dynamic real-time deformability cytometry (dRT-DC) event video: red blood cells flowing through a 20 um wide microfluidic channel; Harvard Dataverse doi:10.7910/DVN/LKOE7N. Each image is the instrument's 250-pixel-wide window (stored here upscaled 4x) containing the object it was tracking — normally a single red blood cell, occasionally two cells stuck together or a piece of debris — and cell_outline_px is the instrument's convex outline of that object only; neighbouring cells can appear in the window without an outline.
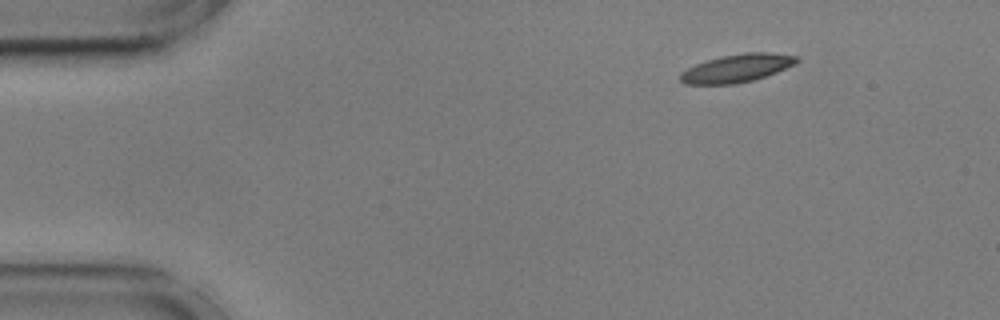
{"species": "common noctule bat (a hibernating species)", "species_latin": "Nyctalus noctula", "temperature_condition": "cold", "stored_images_in_passage": 50, "camera_frame_rate_fps": 3000, "um_per_image_px": 0.085, "animal": {"sex": "male", "body_mass_g": 17.9, "forearm_length_mm": 54.2}, "frame": {"image": 1, "passage_image": 1, "time_ms": 0.0, "image_size_px": [1000, 320], "cell_outline_px": [[800, 60], [796, 64], [776, 72], [752, 80], [736, 84], [684, 84], [680, 80], [680, 72], [696, 64], [720, 56], [744, 52], [768, 52], [796, 56]], "centroid_in_image_um": [62.63, 5.79], "position_along_channel_um": 22.4, "area_um2": 18.96}}
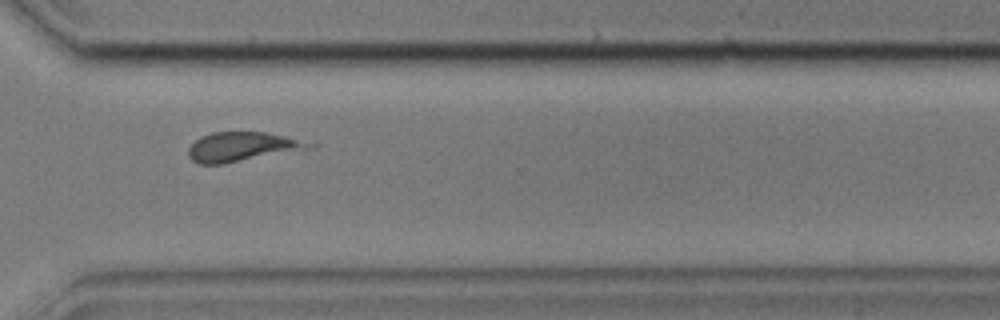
{"frame": {"image": 2, "passage_image": 35, "time_ms": 11.333, "image_size_px": [1000, 320], "cell_outline_px": [[320, 144], [316, 148], [224, 164], [200, 164], [192, 160], [188, 156], [188, 148], [200, 136], [212, 132], [264, 132], [284, 136]], "centroid_in_image_um": [20.65, 12.48], "position_along_channel_um": 350.0, "area_um2": 20.98}}
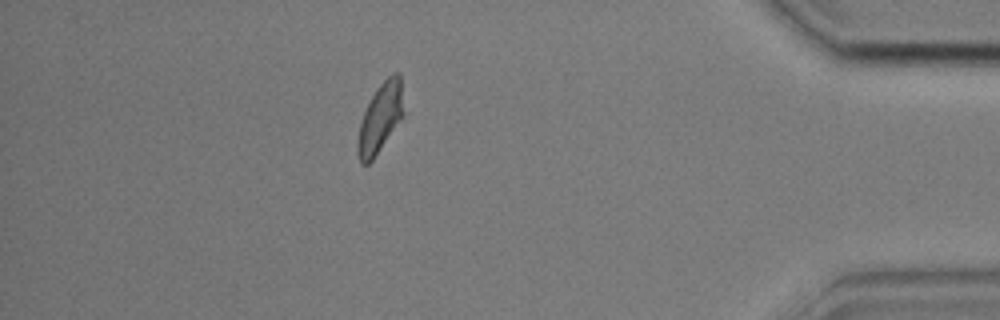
{"frame": {"image": 3, "passage_image": 43, "time_ms": 14.0, "image_size_px": [1000, 320], "cell_outline_px": [[404, 116], [372, 160], [368, 164], [360, 164], [356, 152], [356, 140], [360, 124], [364, 112], [376, 88], [392, 72], [400, 72], [404, 112]], "centroid_in_image_um": [32.32, 10.03], "position_along_channel_um": 402.9, "area_um2": 18.67}, "authors_computed_cell_mechanics": {"area_um2": 19.5364, "velocity_mm_per_s": 3.5633, "shape_relaxation_time_tau1_ms": 5.2464, "shape_relaxation_time_tau2_ms": 4.961, "deformation_change_tau1": 0.1254, "deformation_change_tau2": 0.1718}}